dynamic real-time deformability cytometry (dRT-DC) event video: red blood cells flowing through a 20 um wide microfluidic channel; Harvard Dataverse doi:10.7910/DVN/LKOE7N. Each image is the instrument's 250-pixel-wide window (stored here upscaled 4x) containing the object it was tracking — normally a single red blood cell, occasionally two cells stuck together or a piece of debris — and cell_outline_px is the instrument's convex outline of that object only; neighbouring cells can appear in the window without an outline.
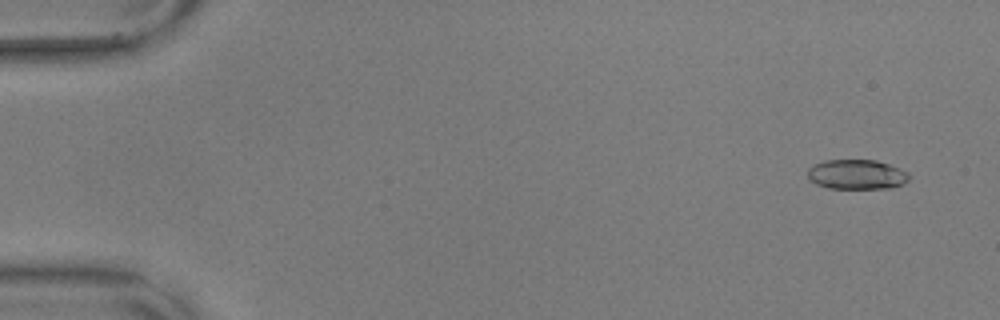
{"species": "common noctule bat (a hibernating species)", "species_latin": "Nyctalus noctula", "temperature_condition": "warm", "stored_images_in_passage": 6, "camera_frame_rate_fps": 3000, "um_per_image_px": 0.085, "animal": {"sex": "male", "body_mass_g": 17.9, "forearm_length_mm": 54.2}, "frame": {"image": 1, "passage_image": 4, "time_ms": 1.0, "image_size_px": [1000, 320], "cell_outline_px": [[908, 180], [892, 188], [828, 188], [816, 184], [808, 176], [808, 168], [824, 160], [876, 160], [900, 168], [908, 172]], "centroid_in_image_um": [72.82, 14.82], "position_along_channel_um": 12.2, "area_um2": 17.4}}